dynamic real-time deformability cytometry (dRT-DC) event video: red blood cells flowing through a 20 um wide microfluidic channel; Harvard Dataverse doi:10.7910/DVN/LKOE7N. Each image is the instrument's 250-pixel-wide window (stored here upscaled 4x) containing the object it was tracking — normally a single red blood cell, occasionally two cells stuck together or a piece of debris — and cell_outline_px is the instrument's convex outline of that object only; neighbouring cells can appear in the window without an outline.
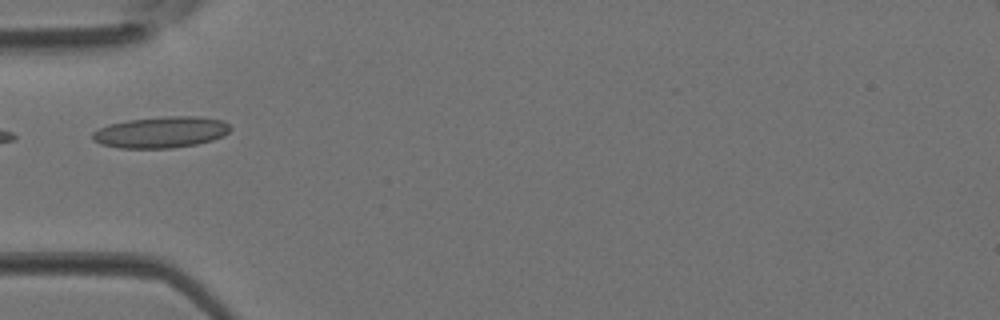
{"species": "Egyptian fruit bat (a non-hibernating species)", "species_latin": "Rousettus aegyptiacus", "temperature_condition": "room temperature", "stored_images_in_passage": 4, "camera_frame_rate_fps": 3000, "um_per_image_px": 0.085, "animal": {"sex": "female"}, "frame": {"image": 1, "passage_image": 3, "time_ms": 0.667, "image_size_px": [1000, 320], "cell_outline_px": [[232, 128], [224, 136], [212, 140], [196, 144], [172, 148], [120, 148], [100, 144], [92, 140], [92, 132], [108, 124], [128, 120], [168, 116], [196, 116], [224, 120]], "centroid_in_image_um": [13.69, 11.24], "position_along_channel_um": 71.3, "area_um2": 25.2}}